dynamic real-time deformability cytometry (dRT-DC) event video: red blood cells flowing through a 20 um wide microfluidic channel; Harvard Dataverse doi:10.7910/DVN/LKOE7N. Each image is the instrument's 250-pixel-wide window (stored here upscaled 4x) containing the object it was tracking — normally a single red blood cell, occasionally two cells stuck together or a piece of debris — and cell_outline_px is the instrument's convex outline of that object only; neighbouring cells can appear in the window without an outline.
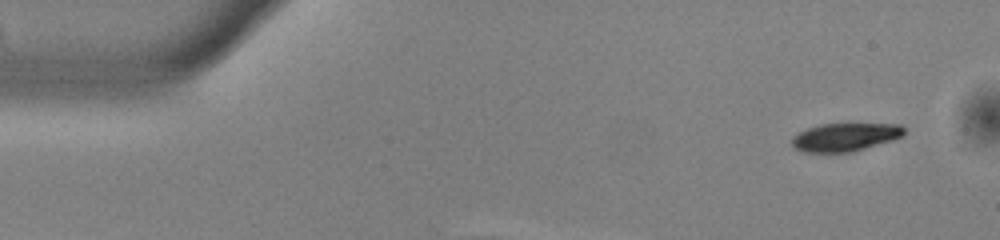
{"species": "common noctule bat (a hibernating species)", "species_latin": "Nyctalus noctula", "temperature_condition": "warm", "stored_images_in_passage": 5, "camera_frame_rate_fps": 3000, "um_per_image_px": 0.085, "animal": {"sex": "male", "body_mass_g": 13.0, "forearm_length_mm": 53.1}, "frame": {"image": 1, "passage_image": 1, "time_ms": 0.0, "image_size_px": [1000, 240], "cell_outline_px": [[904, 136], [892, 140], [852, 152], [800, 152], [792, 144], [792, 136], [808, 128], [820, 124], [900, 124], [904, 128]], "centroid_in_image_um": [71.83, 11.65], "position_along_channel_um": 13.2, "area_um2": 18.32}}